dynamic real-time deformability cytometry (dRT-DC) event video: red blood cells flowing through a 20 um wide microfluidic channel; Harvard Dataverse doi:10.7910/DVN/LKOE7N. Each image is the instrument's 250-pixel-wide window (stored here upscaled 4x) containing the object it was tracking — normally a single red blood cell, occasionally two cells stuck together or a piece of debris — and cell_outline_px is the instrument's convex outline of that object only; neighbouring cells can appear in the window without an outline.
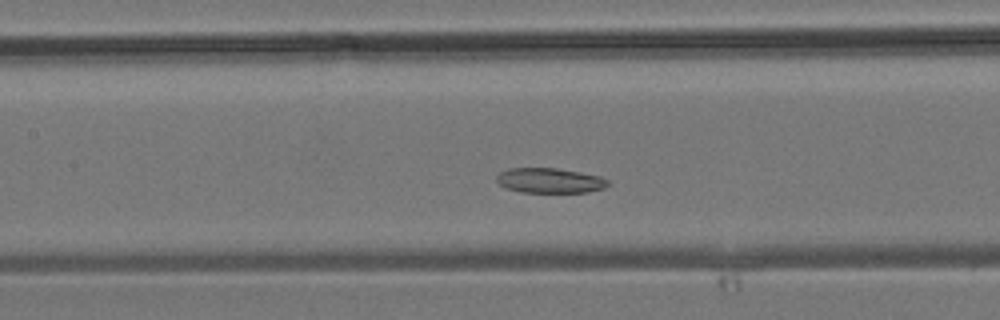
{"species": "common noctule bat (a hibernating species)", "species_latin": "Nyctalus noctula", "temperature_condition": "room temperature", "stored_images_in_passage": 38, "camera_frame_rate_fps": 3000, "um_per_image_px": 0.085, "animal": {"sex": "male", "body_mass_g": 19.2, "forearm_length_mm": 51.8}, "frame": {"image": 1, "passage_image": 15, "time_ms": 4.667, "image_size_px": [1000, 320], "cell_outline_px": [[608, 184], [604, 188], [588, 192], [520, 192], [504, 188], [496, 180], [496, 176], [500, 172], [508, 168], [556, 168], [580, 172], [600, 176], [608, 180]], "centroid_in_image_um": [46.7, 15.34], "position_along_channel_um": 160.7, "area_um2": 16.24}}
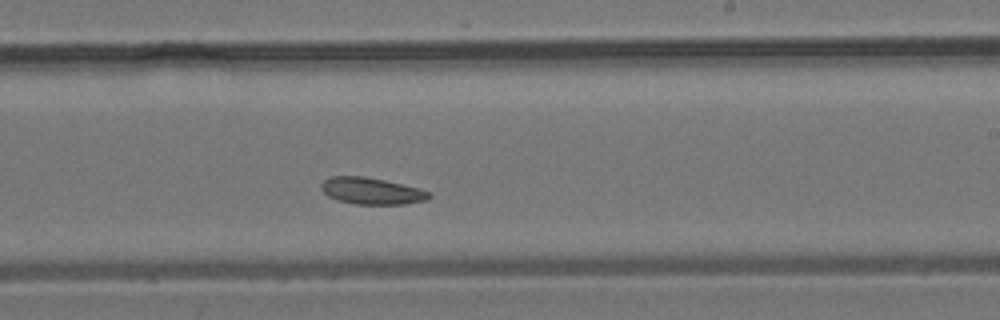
{"frame": {"image": 2, "passage_image": 21, "time_ms": 6.667, "image_size_px": [1000, 320], "cell_outline_px": [[432, 196], [428, 200], [404, 204], [356, 204], [336, 200], [328, 196], [320, 188], [320, 184], [328, 176], [364, 176], [384, 180], [420, 188], [432, 192]], "centroid_in_image_um": [31.6, 16.23], "position_along_channel_um": 257.4, "area_um2": 16.99}}
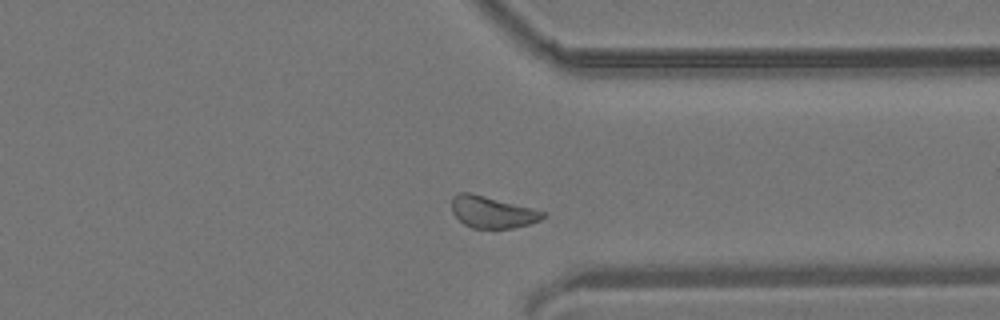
{"frame": {"image": 3, "passage_image": 28, "time_ms": 9.0, "image_size_px": [1000, 320], "cell_outline_px": [[548, 216], [532, 224], [512, 228], [472, 228], [464, 224], [452, 212], [452, 196], [460, 192], [468, 192], [548, 212]], "centroid_in_image_um": [41.88, 18.04], "position_along_channel_um": 369.5, "area_um2": 16.88}}